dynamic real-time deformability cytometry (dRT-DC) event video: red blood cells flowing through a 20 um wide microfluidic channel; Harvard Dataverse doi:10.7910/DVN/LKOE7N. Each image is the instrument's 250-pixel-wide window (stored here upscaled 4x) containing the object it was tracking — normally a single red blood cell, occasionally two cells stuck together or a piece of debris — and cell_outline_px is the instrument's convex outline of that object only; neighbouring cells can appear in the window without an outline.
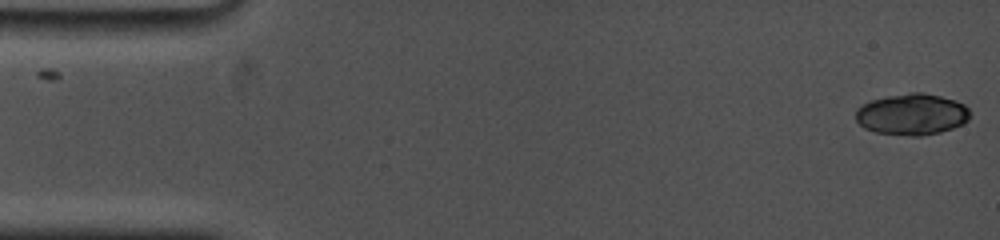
{"species": "common noctule bat (a hibernating species)", "species_latin": "Nyctalus noctula", "temperature_condition": "cold", "stored_images_in_passage": 24, "camera_frame_rate_fps": 5000, "um_per_image_px": 0.085, "animal": {"sex": "female", "body_mass_g": 19.0, "forearm_length_mm": 53.3}, "frame": {"image": 1, "passage_image": 1, "time_ms": 0.0, "image_size_px": [1000, 240], "cell_outline_px": [[968, 120], [964, 124], [940, 132], [920, 136], [908, 136], [876, 132], [864, 128], [856, 120], [856, 108], [872, 100], [888, 96], [912, 92], [920, 92], [940, 96], [956, 100], [964, 104], [968, 108]], "centroid_in_image_um": [77.52, 9.72], "position_along_channel_um": 7.5, "area_um2": 27.46}}
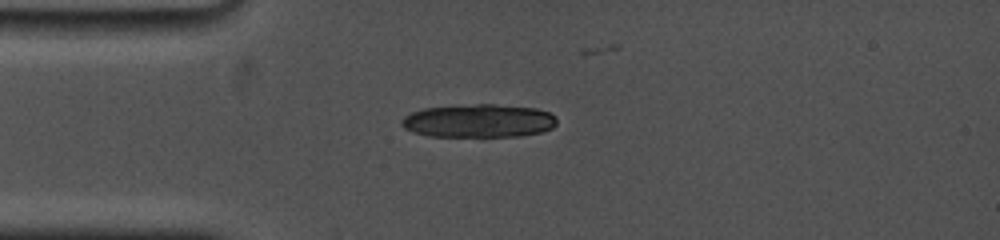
{"frame": {"image": 2, "passage_image": 20, "time_ms": 4.0, "image_size_px": [1000, 240], "cell_outline_px": [[556, 124], [552, 128], [540, 132], [520, 136], [428, 136], [412, 132], [404, 128], [400, 124], [400, 120], [404, 116], [412, 112], [424, 108], [476, 104], [492, 104], [536, 108], [548, 112], [556, 116]], "centroid_in_image_um": [40.67, 10.27], "position_along_channel_um": 44.3, "area_um2": 30.11}}